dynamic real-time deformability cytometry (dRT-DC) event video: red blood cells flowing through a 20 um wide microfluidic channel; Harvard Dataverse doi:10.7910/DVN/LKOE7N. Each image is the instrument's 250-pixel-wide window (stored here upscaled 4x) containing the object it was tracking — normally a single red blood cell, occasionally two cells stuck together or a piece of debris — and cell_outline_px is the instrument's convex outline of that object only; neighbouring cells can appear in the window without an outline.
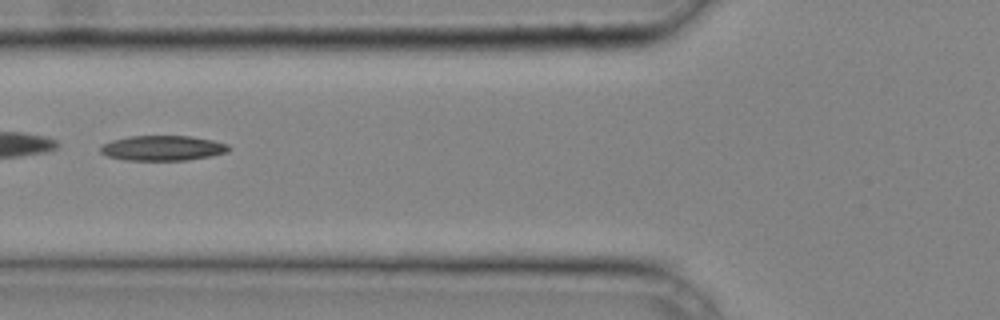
{"species": "common noctule bat (a hibernating species)", "species_latin": "Nyctalus noctula", "temperature_condition": "cold", "stored_images_in_passage": 33, "camera_frame_rate_fps": 3000, "um_per_image_px": 0.085, "animal": {"sex": "male", "body_mass_g": 20.4}, "frame": {"image": 1, "passage_image": 10, "time_ms": 3.0, "image_size_px": [1000, 320], "cell_outline_px": [[232, 148], [228, 152], [212, 156], [188, 160], [124, 160], [108, 156], [100, 152], [100, 144], [112, 140], [128, 136], [192, 136], [212, 140], [228, 144]], "centroid_in_image_um": [13.84, 12.58], "position_along_channel_um": 112.0, "area_um2": 18.96}}